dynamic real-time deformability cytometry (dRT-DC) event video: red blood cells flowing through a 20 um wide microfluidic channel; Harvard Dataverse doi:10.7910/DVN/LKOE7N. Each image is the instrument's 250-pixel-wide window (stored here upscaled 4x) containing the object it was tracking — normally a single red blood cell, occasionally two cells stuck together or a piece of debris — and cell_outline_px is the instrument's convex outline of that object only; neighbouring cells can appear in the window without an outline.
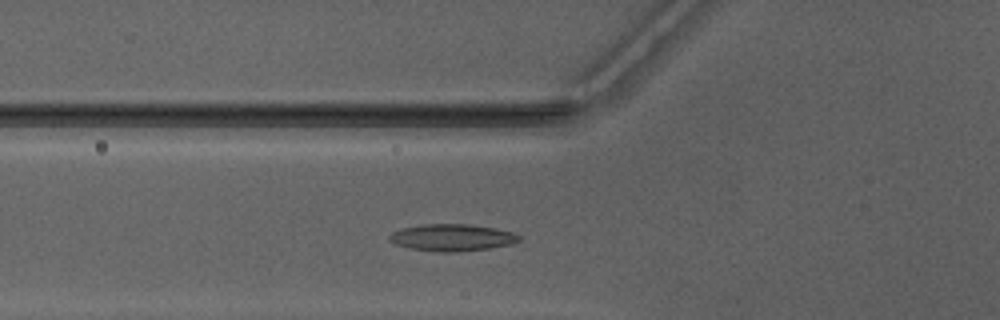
{"species": "Egyptian fruit bat (a non-hibernating species)", "species_latin": "Rousettus aegyptiacus", "temperature_condition": "warm", "stored_images_in_passage": 43, "camera_frame_rate_fps": 3000, "um_per_image_px": 0.085, "animal": {"sex": "male"}, "frame": {"image": 1, "passage_image": 12, "time_ms": 3.667, "image_size_px": [1000, 320], "cell_outline_px": [[520, 240], [512, 244], [488, 248], [456, 252], [440, 252], [408, 248], [396, 244], [388, 236], [392, 232], [400, 228], [424, 224], [468, 224], [496, 228], [512, 232], [520, 236]], "centroid_in_image_um": [38.43, 20.19], "position_along_channel_um": 87.4, "area_um2": 20.29}}
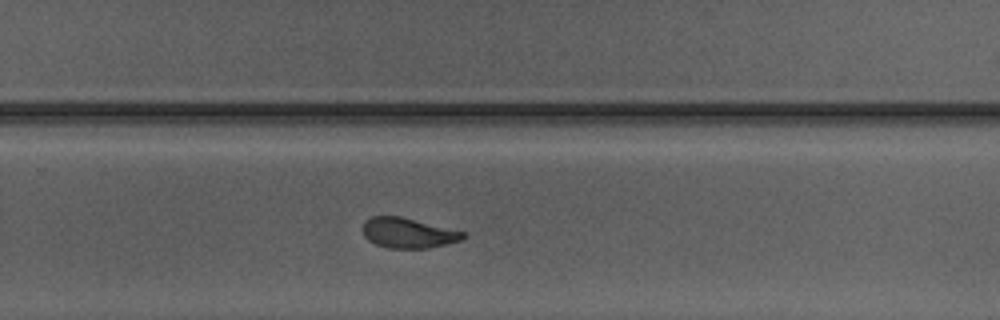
{"frame": {"image": 2, "passage_image": 27, "time_ms": 8.667, "image_size_px": [1000, 320], "cell_outline_px": [[464, 236], [460, 240], [428, 248], [388, 248], [376, 244], [368, 240], [364, 236], [364, 220], [372, 216], [400, 216], [464, 232]], "centroid_in_image_um": [34.64, 19.8], "position_along_channel_um": 295.2, "area_um2": 17.28}}
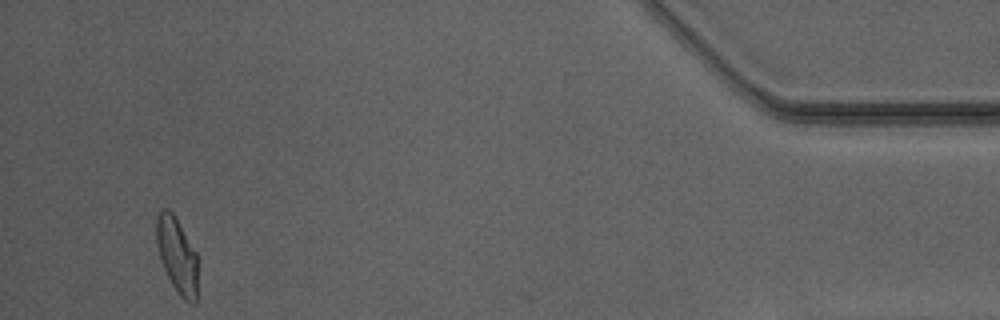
{"frame": {"image": 3, "passage_image": 41, "time_ms": 13.333, "image_size_px": [1000, 320], "cell_outline_px": [[196, 304], [192, 304], [184, 300], [180, 296], [172, 284], [160, 260], [156, 244], [156, 216], [164, 208], [168, 208], [172, 212], [196, 252]], "centroid_in_image_um": [15.02, 21.69], "position_along_channel_um": 420.2, "area_um2": 17.92}, "authors_computed_cell_mechanics": {"area_um2": 18.2648, "velocity_mm_per_s": 4.1488, "shape_relaxation_time_tau1_ms": 4.7567, "shape_relaxation_time_tau2_ms": 1.4581, "deformation_change_tau1": 0.1561, "deformation_change_tau2": 0.0745}}